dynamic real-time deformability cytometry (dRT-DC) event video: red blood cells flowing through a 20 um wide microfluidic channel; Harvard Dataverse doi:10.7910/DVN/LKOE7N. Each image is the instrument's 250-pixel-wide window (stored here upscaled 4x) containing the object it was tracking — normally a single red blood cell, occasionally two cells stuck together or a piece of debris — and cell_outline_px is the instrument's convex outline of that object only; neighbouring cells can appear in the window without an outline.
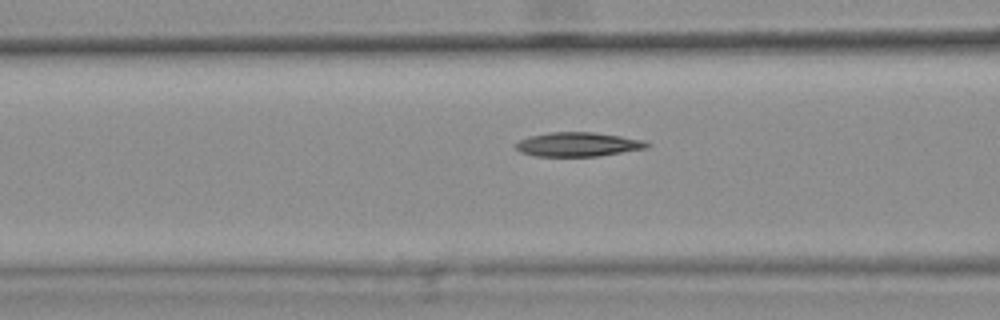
{"species": "common noctule bat (a hibernating species)", "species_latin": "Nyctalus noctula", "temperature_condition": "warm", "stored_images_in_passage": 30, "camera_frame_rate_fps": 3000, "um_per_image_px": 0.085, "animal": {"sex": "female", "body_mass_g": 25.1}, "frame": {"image": 1, "passage_image": 9, "time_ms": 2.667, "image_size_px": [1000, 320], "cell_outline_px": [[652, 144], [648, 148], [600, 156], [536, 156], [520, 152], [512, 144], [520, 140], [532, 136], [548, 132], [592, 132], [620, 136], [644, 140]], "centroid_in_image_um": [49.15, 12.28], "position_along_channel_um": 117.5, "area_um2": 18.55}}